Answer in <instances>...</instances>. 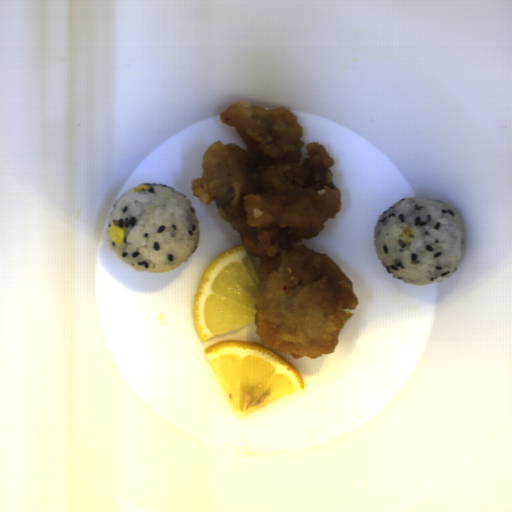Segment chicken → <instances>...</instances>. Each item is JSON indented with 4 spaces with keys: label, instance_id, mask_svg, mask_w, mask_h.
I'll list each match as a JSON object with an SVG mask.
<instances>
[{
    "label": "chicken",
    "instance_id": "obj_1",
    "mask_svg": "<svg viewBox=\"0 0 512 512\" xmlns=\"http://www.w3.org/2000/svg\"><path fill=\"white\" fill-rule=\"evenodd\" d=\"M219 119L245 148L214 141L190 186L203 204L214 202L247 254L258 257L255 334L297 360L330 354L358 298L327 253L299 244L321 233L341 208L330 170L335 159L315 141L300 164L303 129L285 106L264 110L240 100Z\"/></svg>",
    "mask_w": 512,
    "mask_h": 512
}]
</instances>
